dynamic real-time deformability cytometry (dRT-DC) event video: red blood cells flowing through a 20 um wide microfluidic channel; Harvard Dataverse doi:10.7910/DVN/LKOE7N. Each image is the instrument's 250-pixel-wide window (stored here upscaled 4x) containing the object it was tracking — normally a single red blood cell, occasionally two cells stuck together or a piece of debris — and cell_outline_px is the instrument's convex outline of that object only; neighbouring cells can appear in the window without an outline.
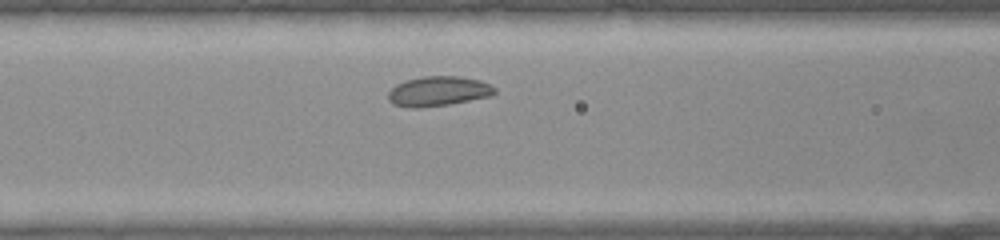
{"species": "common noctule bat (a hibernating species)", "species_latin": "Nyctalus noctula", "temperature_condition": "warm", "stored_images_in_passage": 25, "camera_frame_rate_fps": 3000, "um_per_image_px": 0.085, "animal": {"sex": "female", "body_mass_g": 22.0, "forearm_length_mm": 56.7}, "frame": {"image": 1, "passage_image": 7, "time_ms": 2.0, "image_size_px": [1000, 240], "cell_outline_px": [[496, 92], [492, 96], [448, 104], [420, 108], [412, 108], [392, 104], [388, 100], [388, 92], [396, 84], [408, 80], [424, 76], [460, 76], [480, 80], [496, 88]], "centroid_in_image_um": [37.25, 7.76], "position_along_channel_um": 129.3, "area_um2": 18.5}}
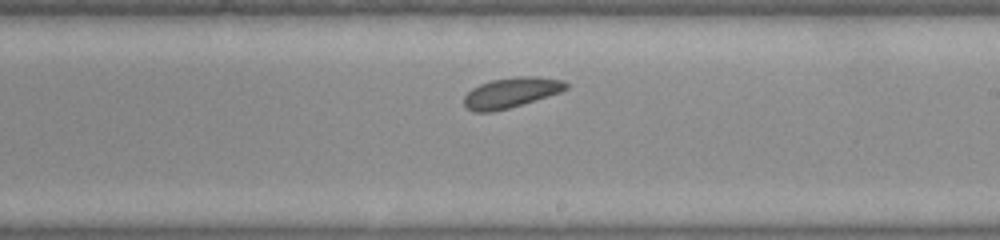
{"frame": {"image": 2, "passage_image": 14, "time_ms": 4.333, "image_size_px": [1000, 240], "cell_outline_px": [[568, 88], [560, 92], [548, 96], [508, 108], [492, 112], [472, 112], [464, 108], [464, 96], [472, 88], [480, 84], [492, 80], [516, 76], [536, 76], [564, 80], [568, 84]], "centroid_in_image_um": [43.42, 7.87], "position_along_channel_um": 245.6, "area_um2": 18.03}}
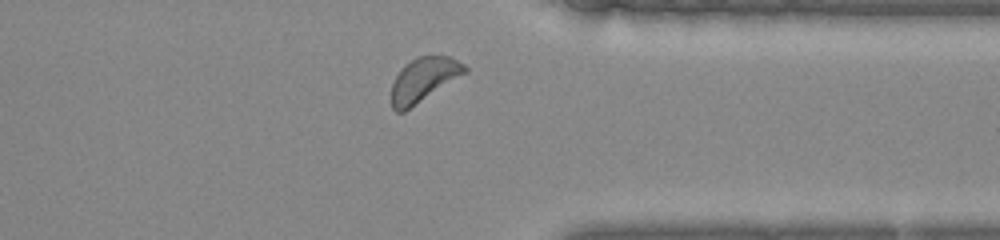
{"frame": {"image": 3, "passage_image": 22, "time_ms": 7.0, "image_size_px": [1000, 240], "cell_outline_px": [[468, 72], [404, 112], [396, 112], [392, 108], [392, 84], [400, 68], [404, 64], [416, 56], [452, 56], [464, 64], [468, 68]], "centroid_in_image_um": [36.03, 6.75], "position_along_channel_um": 375.4, "area_um2": 19.02}}